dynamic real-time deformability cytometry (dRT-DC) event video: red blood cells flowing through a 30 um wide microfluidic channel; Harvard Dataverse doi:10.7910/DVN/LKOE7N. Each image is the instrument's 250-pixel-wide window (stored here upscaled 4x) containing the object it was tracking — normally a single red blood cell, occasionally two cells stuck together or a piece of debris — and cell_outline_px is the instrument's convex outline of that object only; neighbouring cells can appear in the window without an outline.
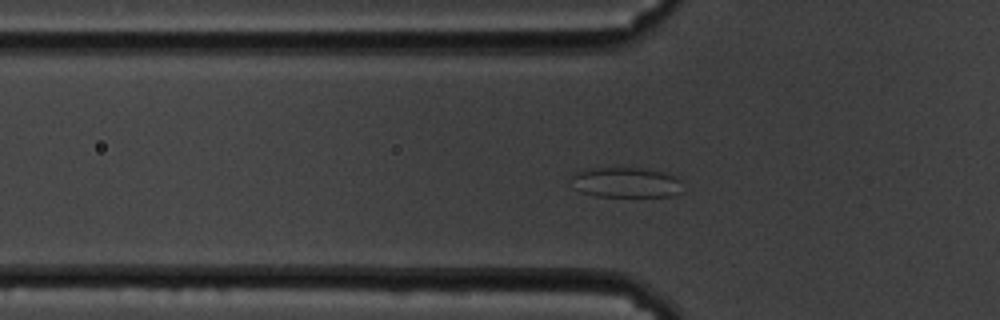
{"species": "common noctule bat (a hibernating species)", "species_latin": "Nyctalus noctula", "temperature_condition": "cold", "stored_images_in_passage": 58, "segment_of_instrument_passage": [1, 2], "camera_frame_rate_fps": 3000, "um_per_image_px": 0.085, "animal": {"sex": "male", "body_mass_g": 19.5, "forearm_length_mm": 54.6}, "frame": {"image": 1, "passage_image": 17, "time_ms": 5.333, "image_size_px": [1000, 320], "cell_outline_px": [[684, 192], [672, 196], [596, 196], [580, 192], [572, 188], [572, 172], [588, 168], [628, 164], [668, 172], [680, 180]], "centroid_in_image_um": [53.2, 15.44], "position_along_channel_um": 72.6, "area_um2": 21.04}}
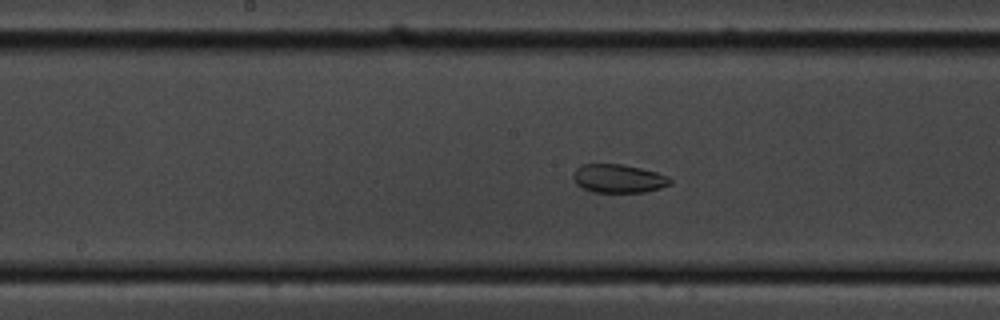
{"frame": {"image": 2, "passage_image": 28, "time_ms": 9.0, "image_size_px": [1000, 320], "cell_outline_px": [[672, 184], [660, 188], [644, 192], [592, 192], [576, 184], [572, 176], [576, 168], [584, 164], [620, 164], [640, 168], [656, 172], [668, 176], [672, 180]], "centroid_in_image_um": [52.58, 15.18], "position_along_channel_um": 195.6, "area_um2": 16.07}}
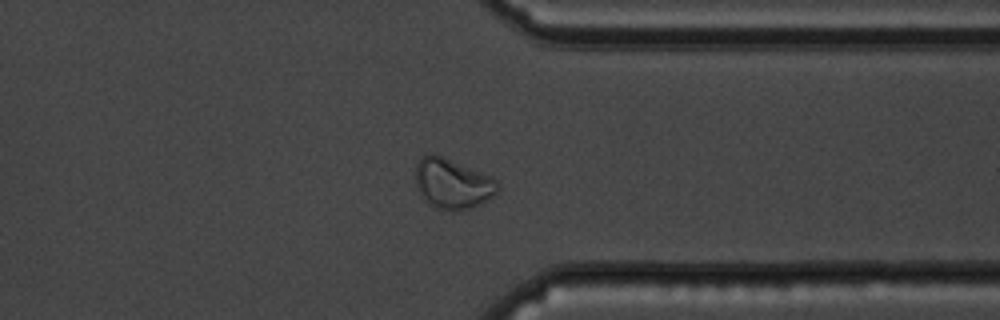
{"frame": {"image": 3, "passage_image": 44, "time_ms": 14.333, "image_size_px": [1000, 320], "cell_outline_px": [[500, 188], [492, 196], [480, 204], [472, 208], [452, 212], [440, 208], [432, 204], [416, 188], [416, 164], [420, 156], [428, 152], [432, 152], [492, 176], [496, 180]], "centroid_in_image_um": [38.47, 15.58], "position_along_channel_um": 372.9, "area_um2": 23.99}}